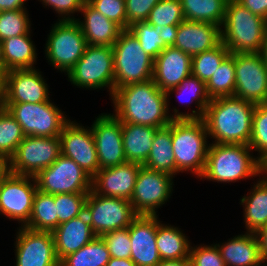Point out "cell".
Segmentation results:
<instances>
[{
	"instance_id": "31",
	"label": "cell",
	"mask_w": 267,
	"mask_h": 266,
	"mask_svg": "<svg viewBox=\"0 0 267 266\" xmlns=\"http://www.w3.org/2000/svg\"><path fill=\"white\" fill-rule=\"evenodd\" d=\"M190 244L178 227L162 224L157 215L156 245L161 260L189 259Z\"/></svg>"
},
{
	"instance_id": "26",
	"label": "cell",
	"mask_w": 267,
	"mask_h": 266,
	"mask_svg": "<svg viewBox=\"0 0 267 266\" xmlns=\"http://www.w3.org/2000/svg\"><path fill=\"white\" fill-rule=\"evenodd\" d=\"M219 248L225 266H262L263 263L256 234L245 232L222 243Z\"/></svg>"
},
{
	"instance_id": "5",
	"label": "cell",
	"mask_w": 267,
	"mask_h": 266,
	"mask_svg": "<svg viewBox=\"0 0 267 266\" xmlns=\"http://www.w3.org/2000/svg\"><path fill=\"white\" fill-rule=\"evenodd\" d=\"M171 137L177 173L190 170L200 178L205 169L210 145L203 119L172 120Z\"/></svg>"
},
{
	"instance_id": "55",
	"label": "cell",
	"mask_w": 267,
	"mask_h": 266,
	"mask_svg": "<svg viewBox=\"0 0 267 266\" xmlns=\"http://www.w3.org/2000/svg\"><path fill=\"white\" fill-rule=\"evenodd\" d=\"M5 109V75L0 72V111Z\"/></svg>"
},
{
	"instance_id": "59",
	"label": "cell",
	"mask_w": 267,
	"mask_h": 266,
	"mask_svg": "<svg viewBox=\"0 0 267 266\" xmlns=\"http://www.w3.org/2000/svg\"><path fill=\"white\" fill-rule=\"evenodd\" d=\"M263 173L267 176V160L263 163Z\"/></svg>"
},
{
	"instance_id": "24",
	"label": "cell",
	"mask_w": 267,
	"mask_h": 266,
	"mask_svg": "<svg viewBox=\"0 0 267 266\" xmlns=\"http://www.w3.org/2000/svg\"><path fill=\"white\" fill-rule=\"evenodd\" d=\"M84 20L76 19L88 45L113 46L123 29L109 20L86 0L80 10ZM81 20V21H80Z\"/></svg>"
},
{
	"instance_id": "9",
	"label": "cell",
	"mask_w": 267,
	"mask_h": 266,
	"mask_svg": "<svg viewBox=\"0 0 267 266\" xmlns=\"http://www.w3.org/2000/svg\"><path fill=\"white\" fill-rule=\"evenodd\" d=\"M5 109L21 125L25 136L56 137L70 121L51 100L40 103H5Z\"/></svg>"
},
{
	"instance_id": "1",
	"label": "cell",
	"mask_w": 267,
	"mask_h": 266,
	"mask_svg": "<svg viewBox=\"0 0 267 266\" xmlns=\"http://www.w3.org/2000/svg\"><path fill=\"white\" fill-rule=\"evenodd\" d=\"M111 100L115 112L112 114L121 123L160 129L173 120L168 112L166 92L161 91L153 79L117 88Z\"/></svg>"
},
{
	"instance_id": "51",
	"label": "cell",
	"mask_w": 267,
	"mask_h": 266,
	"mask_svg": "<svg viewBox=\"0 0 267 266\" xmlns=\"http://www.w3.org/2000/svg\"><path fill=\"white\" fill-rule=\"evenodd\" d=\"M255 234L258 238L263 264L267 263V224Z\"/></svg>"
},
{
	"instance_id": "42",
	"label": "cell",
	"mask_w": 267,
	"mask_h": 266,
	"mask_svg": "<svg viewBox=\"0 0 267 266\" xmlns=\"http://www.w3.org/2000/svg\"><path fill=\"white\" fill-rule=\"evenodd\" d=\"M185 20L180 0H160L146 20L152 26L179 25Z\"/></svg>"
},
{
	"instance_id": "4",
	"label": "cell",
	"mask_w": 267,
	"mask_h": 266,
	"mask_svg": "<svg viewBox=\"0 0 267 266\" xmlns=\"http://www.w3.org/2000/svg\"><path fill=\"white\" fill-rule=\"evenodd\" d=\"M220 31L221 42L230 53H260L267 20L253 14L236 0H229Z\"/></svg>"
},
{
	"instance_id": "38",
	"label": "cell",
	"mask_w": 267,
	"mask_h": 266,
	"mask_svg": "<svg viewBox=\"0 0 267 266\" xmlns=\"http://www.w3.org/2000/svg\"><path fill=\"white\" fill-rule=\"evenodd\" d=\"M25 138L21 125L8 112L0 111V156L7 161L14 155L19 144Z\"/></svg>"
},
{
	"instance_id": "19",
	"label": "cell",
	"mask_w": 267,
	"mask_h": 266,
	"mask_svg": "<svg viewBox=\"0 0 267 266\" xmlns=\"http://www.w3.org/2000/svg\"><path fill=\"white\" fill-rule=\"evenodd\" d=\"M36 68L12 69L5 74V103L49 101V88Z\"/></svg>"
},
{
	"instance_id": "53",
	"label": "cell",
	"mask_w": 267,
	"mask_h": 266,
	"mask_svg": "<svg viewBox=\"0 0 267 266\" xmlns=\"http://www.w3.org/2000/svg\"><path fill=\"white\" fill-rule=\"evenodd\" d=\"M157 266H191L189 259L161 260Z\"/></svg>"
},
{
	"instance_id": "20",
	"label": "cell",
	"mask_w": 267,
	"mask_h": 266,
	"mask_svg": "<svg viewBox=\"0 0 267 266\" xmlns=\"http://www.w3.org/2000/svg\"><path fill=\"white\" fill-rule=\"evenodd\" d=\"M141 166L138 163L125 162L100 169L92 177V190L101 196L130 201Z\"/></svg>"
},
{
	"instance_id": "10",
	"label": "cell",
	"mask_w": 267,
	"mask_h": 266,
	"mask_svg": "<svg viewBox=\"0 0 267 266\" xmlns=\"http://www.w3.org/2000/svg\"><path fill=\"white\" fill-rule=\"evenodd\" d=\"M84 213L87 215L91 230L96 236L127 228L138 216L130 201L101 196L93 190L88 193Z\"/></svg>"
},
{
	"instance_id": "43",
	"label": "cell",
	"mask_w": 267,
	"mask_h": 266,
	"mask_svg": "<svg viewBox=\"0 0 267 266\" xmlns=\"http://www.w3.org/2000/svg\"><path fill=\"white\" fill-rule=\"evenodd\" d=\"M87 196L88 193L55 194L58 225L82 215L85 212Z\"/></svg>"
},
{
	"instance_id": "50",
	"label": "cell",
	"mask_w": 267,
	"mask_h": 266,
	"mask_svg": "<svg viewBox=\"0 0 267 266\" xmlns=\"http://www.w3.org/2000/svg\"><path fill=\"white\" fill-rule=\"evenodd\" d=\"M160 37L167 47L174 45L177 37L178 25H167L161 27Z\"/></svg>"
},
{
	"instance_id": "57",
	"label": "cell",
	"mask_w": 267,
	"mask_h": 266,
	"mask_svg": "<svg viewBox=\"0 0 267 266\" xmlns=\"http://www.w3.org/2000/svg\"><path fill=\"white\" fill-rule=\"evenodd\" d=\"M260 55L262 56V59L264 60L265 64L267 65V31H266V34L264 37V41L262 43Z\"/></svg>"
},
{
	"instance_id": "36",
	"label": "cell",
	"mask_w": 267,
	"mask_h": 266,
	"mask_svg": "<svg viewBox=\"0 0 267 266\" xmlns=\"http://www.w3.org/2000/svg\"><path fill=\"white\" fill-rule=\"evenodd\" d=\"M235 74L234 53H230L206 83L210 99L234 96Z\"/></svg>"
},
{
	"instance_id": "16",
	"label": "cell",
	"mask_w": 267,
	"mask_h": 266,
	"mask_svg": "<svg viewBox=\"0 0 267 266\" xmlns=\"http://www.w3.org/2000/svg\"><path fill=\"white\" fill-rule=\"evenodd\" d=\"M14 246L16 266H60L52 232L20 226Z\"/></svg>"
},
{
	"instance_id": "14",
	"label": "cell",
	"mask_w": 267,
	"mask_h": 266,
	"mask_svg": "<svg viewBox=\"0 0 267 266\" xmlns=\"http://www.w3.org/2000/svg\"><path fill=\"white\" fill-rule=\"evenodd\" d=\"M37 190L35 177L8 172L0 181V214L24 226L30 219Z\"/></svg>"
},
{
	"instance_id": "8",
	"label": "cell",
	"mask_w": 267,
	"mask_h": 266,
	"mask_svg": "<svg viewBox=\"0 0 267 266\" xmlns=\"http://www.w3.org/2000/svg\"><path fill=\"white\" fill-rule=\"evenodd\" d=\"M46 42L47 61L65 74L83 56L88 45L76 20H58L52 25Z\"/></svg>"
},
{
	"instance_id": "39",
	"label": "cell",
	"mask_w": 267,
	"mask_h": 266,
	"mask_svg": "<svg viewBox=\"0 0 267 266\" xmlns=\"http://www.w3.org/2000/svg\"><path fill=\"white\" fill-rule=\"evenodd\" d=\"M26 9L0 11V42L32 31L30 29L31 21Z\"/></svg>"
},
{
	"instance_id": "54",
	"label": "cell",
	"mask_w": 267,
	"mask_h": 266,
	"mask_svg": "<svg viewBox=\"0 0 267 266\" xmlns=\"http://www.w3.org/2000/svg\"><path fill=\"white\" fill-rule=\"evenodd\" d=\"M106 266H136V264L132 259H118L111 257Z\"/></svg>"
},
{
	"instance_id": "29",
	"label": "cell",
	"mask_w": 267,
	"mask_h": 266,
	"mask_svg": "<svg viewBox=\"0 0 267 266\" xmlns=\"http://www.w3.org/2000/svg\"><path fill=\"white\" fill-rule=\"evenodd\" d=\"M248 195L240 199L244 209L245 229L257 233L267 224V176L263 173Z\"/></svg>"
},
{
	"instance_id": "21",
	"label": "cell",
	"mask_w": 267,
	"mask_h": 266,
	"mask_svg": "<svg viewBox=\"0 0 267 266\" xmlns=\"http://www.w3.org/2000/svg\"><path fill=\"white\" fill-rule=\"evenodd\" d=\"M128 228L130 259L136 266H157L161 262L156 245L157 216L138 215Z\"/></svg>"
},
{
	"instance_id": "12",
	"label": "cell",
	"mask_w": 267,
	"mask_h": 266,
	"mask_svg": "<svg viewBox=\"0 0 267 266\" xmlns=\"http://www.w3.org/2000/svg\"><path fill=\"white\" fill-rule=\"evenodd\" d=\"M37 189L47 194L89 193L92 177L71 158L60 155L36 176Z\"/></svg>"
},
{
	"instance_id": "49",
	"label": "cell",
	"mask_w": 267,
	"mask_h": 266,
	"mask_svg": "<svg viewBox=\"0 0 267 266\" xmlns=\"http://www.w3.org/2000/svg\"><path fill=\"white\" fill-rule=\"evenodd\" d=\"M253 14L259 15L267 20V0H236Z\"/></svg>"
},
{
	"instance_id": "23",
	"label": "cell",
	"mask_w": 267,
	"mask_h": 266,
	"mask_svg": "<svg viewBox=\"0 0 267 266\" xmlns=\"http://www.w3.org/2000/svg\"><path fill=\"white\" fill-rule=\"evenodd\" d=\"M221 42L220 26L212 23L184 20L178 25L173 47L194 56L210 50Z\"/></svg>"
},
{
	"instance_id": "27",
	"label": "cell",
	"mask_w": 267,
	"mask_h": 266,
	"mask_svg": "<svg viewBox=\"0 0 267 266\" xmlns=\"http://www.w3.org/2000/svg\"><path fill=\"white\" fill-rule=\"evenodd\" d=\"M175 91L177 99H181L180 102L183 101L185 104H191L195 101L197 106L196 110H192V113H182L178 112L179 110L173 108L174 114L171 115L173 120L175 119H203L205 115V110L210 103L211 99L207 93L206 83L199 80L197 77L192 74L185 78L180 85L175 88L169 89L166 92L167 96V108L169 112V97L170 94ZM186 96V98L184 97ZM190 95V96H189ZM181 97V98H179ZM189 97V98H188ZM189 102V103H188Z\"/></svg>"
},
{
	"instance_id": "34",
	"label": "cell",
	"mask_w": 267,
	"mask_h": 266,
	"mask_svg": "<svg viewBox=\"0 0 267 266\" xmlns=\"http://www.w3.org/2000/svg\"><path fill=\"white\" fill-rule=\"evenodd\" d=\"M24 226L36 231L49 232H53L57 228L58 215L56 214L55 194L36 191L30 219Z\"/></svg>"
},
{
	"instance_id": "11",
	"label": "cell",
	"mask_w": 267,
	"mask_h": 266,
	"mask_svg": "<svg viewBox=\"0 0 267 266\" xmlns=\"http://www.w3.org/2000/svg\"><path fill=\"white\" fill-rule=\"evenodd\" d=\"M61 155L60 137L25 136L8 160V172L35 177Z\"/></svg>"
},
{
	"instance_id": "45",
	"label": "cell",
	"mask_w": 267,
	"mask_h": 266,
	"mask_svg": "<svg viewBox=\"0 0 267 266\" xmlns=\"http://www.w3.org/2000/svg\"><path fill=\"white\" fill-rule=\"evenodd\" d=\"M94 9L98 10L109 20L127 30L125 0H86Z\"/></svg>"
},
{
	"instance_id": "48",
	"label": "cell",
	"mask_w": 267,
	"mask_h": 266,
	"mask_svg": "<svg viewBox=\"0 0 267 266\" xmlns=\"http://www.w3.org/2000/svg\"><path fill=\"white\" fill-rule=\"evenodd\" d=\"M41 1L43 5L51 7L53 10H55L56 13H58L59 17L61 16V19L58 18V20L62 21L76 20V18L72 15L75 12L80 13V10L85 0H40V2Z\"/></svg>"
},
{
	"instance_id": "30",
	"label": "cell",
	"mask_w": 267,
	"mask_h": 266,
	"mask_svg": "<svg viewBox=\"0 0 267 266\" xmlns=\"http://www.w3.org/2000/svg\"><path fill=\"white\" fill-rule=\"evenodd\" d=\"M30 33L1 41L2 57L8 71L35 68L34 64L38 57Z\"/></svg>"
},
{
	"instance_id": "56",
	"label": "cell",
	"mask_w": 267,
	"mask_h": 266,
	"mask_svg": "<svg viewBox=\"0 0 267 266\" xmlns=\"http://www.w3.org/2000/svg\"><path fill=\"white\" fill-rule=\"evenodd\" d=\"M8 173V161L0 156V181Z\"/></svg>"
},
{
	"instance_id": "28",
	"label": "cell",
	"mask_w": 267,
	"mask_h": 266,
	"mask_svg": "<svg viewBox=\"0 0 267 266\" xmlns=\"http://www.w3.org/2000/svg\"><path fill=\"white\" fill-rule=\"evenodd\" d=\"M121 128L126 161L143 165L159 128L132 123H121Z\"/></svg>"
},
{
	"instance_id": "32",
	"label": "cell",
	"mask_w": 267,
	"mask_h": 266,
	"mask_svg": "<svg viewBox=\"0 0 267 266\" xmlns=\"http://www.w3.org/2000/svg\"><path fill=\"white\" fill-rule=\"evenodd\" d=\"M150 170L177 175V167L172 149L171 123L156 131L150 154L142 165Z\"/></svg>"
},
{
	"instance_id": "41",
	"label": "cell",
	"mask_w": 267,
	"mask_h": 266,
	"mask_svg": "<svg viewBox=\"0 0 267 266\" xmlns=\"http://www.w3.org/2000/svg\"><path fill=\"white\" fill-rule=\"evenodd\" d=\"M249 146L258 152L257 158L267 160V103L257 104L252 116V134Z\"/></svg>"
},
{
	"instance_id": "17",
	"label": "cell",
	"mask_w": 267,
	"mask_h": 266,
	"mask_svg": "<svg viewBox=\"0 0 267 266\" xmlns=\"http://www.w3.org/2000/svg\"><path fill=\"white\" fill-rule=\"evenodd\" d=\"M98 155L99 170L123 164L126 161L121 122L111 113L97 116L91 125Z\"/></svg>"
},
{
	"instance_id": "15",
	"label": "cell",
	"mask_w": 267,
	"mask_h": 266,
	"mask_svg": "<svg viewBox=\"0 0 267 266\" xmlns=\"http://www.w3.org/2000/svg\"><path fill=\"white\" fill-rule=\"evenodd\" d=\"M234 96L253 104L267 103V65L260 53H234Z\"/></svg>"
},
{
	"instance_id": "6",
	"label": "cell",
	"mask_w": 267,
	"mask_h": 266,
	"mask_svg": "<svg viewBox=\"0 0 267 266\" xmlns=\"http://www.w3.org/2000/svg\"><path fill=\"white\" fill-rule=\"evenodd\" d=\"M114 91L153 78L154 59L146 54L138 39L127 29L113 44Z\"/></svg>"
},
{
	"instance_id": "25",
	"label": "cell",
	"mask_w": 267,
	"mask_h": 266,
	"mask_svg": "<svg viewBox=\"0 0 267 266\" xmlns=\"http://www.w3.org/2000/svg\"><path fill=\"white\" fill-rule=\"evenodd\" d=\"M52 234L59 261L90 243L96 236L85 213L59 224Z\"/></svg>"
},
{
	"instance_id": "22",
	"label": "cell",
	"mask_w": 267,
	"mask_h": 266,
	"mask_svg": "<svg viewBox=\"0 0 267 266\" xmlns=\"http://www.w3.org/2000/svg\"><path fill=\"white\" fill-rule=\"evenodd\" d=\"M192 56L173 46L154 59L153 81L163 92L175 88L191 75Z\"/></svg>"
},
{
	"instance_id": "44",
	"label": "cell",
	"mask_w": 267,
	"mask_h": 266,
	"mask_svg": "<svg viewBox=\"0 0 267 266\" xmlns=\"http://www.w3.org/2000/svg\"><path fill=\"white\" fill-rule=\"evenodd\" d=\"M107 245L110 256L118 259H130L131 241L129 228L113 230L101 236Z\"/></svg>"
},
{
	"instance_id": "2",
	"label": "cell",
	"mask_w": 267,
	"mask_h": 266,
	"mask_svg": "<svg viewBox=\"0 0 267 266\" xmlns=\"http://www.w3.org/2000/svg\"><path fill=\"white\" fill-rule=\"evenodd\" d=\"M256 104L235 96L211 99L203 121L212 143L249 145Z\"/></svg>"
},
{
	"instance_id": "58",
	"label": "cell",
	"mask_w": 267,
	"mask_h": 266,
	"mask_svg": "<svg viewBox=\"0 0 267 266\" xmlns=\"http://www.w3.org/2000/svg\"><path fill=\"white\" fill-rule=\"evenodd\" d=\"M0 72L2 74H6L8 72V70L6 69V66L4 64V61H3V57H2V46H1V42H0Z\"/></svg>"
},
{
	"instance_id": "33",
	"label": "cell",
	"mask_w": 267,
	"mask_h": 266,
	"mask_svg": "<svg viewBox=\"0 0 267 266\" xmlns=\"http://www.w3.org/2000/svg\"><path fill=\"white\" fill-rule=\"evenodd\" d=\"M229 0H180L185 20L222 26Z\"/></svg>"
},
{
	"instance_id": "18",
	"label": "cell",
	"mask_w": 267,
	"mask_h": 266,
	"mask_svg": "<svg viewBox=\"0 0 267 266\" xmlns=\"http://www.w3.org/2000/svg\"><path fill=\"white\" fill-rule=\"evenodd\" d=\"M75 121H69L59 135L61 154L71 158L88 175L93 177L99 171L98 155L92 130ZM89 128V129H88Z\"/></svg>"
},
{
	"instance_id": "13",
	"label": "cell",
	"mask_w": 267,
	"mask_h": 266,
	"mask_svg": "<svg viewBox=\"0 0 267 266\" xmlns=\"http://www.w3.org/2000/svg\"><path fill=\"white\" fill-rule=\"evenodd\" d=\"M173 177L164 172L140 167L130 203L137 215L157 216L158 208L169 201Z\"/></svg>"
},
{
	"instance_id": "52",
	"label": "cell",
	"mask_w": 267,
	"mask_h": 266,
	"mask_svg": "<svg viewBox=\"0 0 267 266\" xmlns=\"http://www.w3.org/2000/svg\"><path fill=\"white\" fill-rule=\"evenodd\" d=\"M26 0H0V11L24 9Z\"/></svg>"
},
{
	"instance_id": "37",
	"label": "cell",
	"mask_w": 267,
	"mask_h": 266,
	"mask_svg": "<svg viewBox=\"0 0 267 266\" xmlns=\"http://www.w3.org/2000/svg\"><path fill=\"white\" fill-rule=\"evenodd\" d=\"M229 54L228 48L220 42L214 48L192 56L191 74L207 83Z\"/></svg>"
},
{
	"instance_id": "35",
	"label": "cell",
	"mask_w": 267,
	"mask_h": 266,
	"mask_svg": "<svg viewBox=\"0 0 267 266\" xmlns=\"http://www.w3.org/2000/svg\"><path fill=\"white\" fill-rule=\"evenodd\" d=\"M111 259L107 245L101 236L95 238L78 251L65 256L60 266H106Z\"/></svg>"
},
{
	"instance_id": "40",
	"label": "cell",
	"mask_w": 267,
	"mask_h": 266,
	"mask_svg": "<svg viewBox=\"0 0 267 266\" xmlns=\"http://www.w3.org/2000/svg\"><path fill=\"white\" fill-rule=\"evenodd\" d=\"M161 26H152L147 22H137L129 27L138 39L143 51L155 59L167 46L160 37Z\"/></svg>"
},
{
	"instance_id": "3",
	"label": "cell",
	"mask_w": 267,
	"mask_h": 266,
	"mask_svg": "<svg viewBox=\"0 0 267 266\" xmlns=\"http://www.w3.org/2000/svg\"><path fill=\"white\" fill-rule=\"evenodd\" d=\"M251 151L249 145L210 144L201 180L204 178L217 183H234L262 175L263 163L253 157Z\"/></svg>"
},
{
	"instance_id": "47",
	"label": "cell",
	"mask_w": 267,
	"mask_h": 266,
	"mask_svg": "<svg viewBox=\"0 0 267 266\" xmlns=\"http://www.w3.org/2000/svg\"><path fill=\"white\" fill-rule=\"evenodd\" d=\"M160 0H125L127 29L137 22H146L149 13Z\"/></svg>"
},
{
	"instance_id": "46",
	"label": "cell",
	"mask_w": 267,
	"mask_h": 266,
	"mask_svg": "<svg viewBox=\"0 0 267 266\" xmlns=\"http://www.w3.org/2000/svg\"><path fill=\"white\" fill-rule=\"evenodd\" d=\"M189 260L191 266H225L216 244L191 246Z\"/></svg>"
},
{
	"instance_id": "7",
	"label": "cell",
	"mask_w": 267,
	"mask_h": 266,
	"mask_svg": "<svg viewBox=\"0 0 267 266\" xmlns=\"http://www.w3.org/2000/svg\"><path fill=\"white\" fill-rule=\"evenodd\" d=\"M66 75L75 87L88 90L107 87L112 97L114 94L113 46L87 45L83 56Z\"/></svg>"
}]
</instances>
